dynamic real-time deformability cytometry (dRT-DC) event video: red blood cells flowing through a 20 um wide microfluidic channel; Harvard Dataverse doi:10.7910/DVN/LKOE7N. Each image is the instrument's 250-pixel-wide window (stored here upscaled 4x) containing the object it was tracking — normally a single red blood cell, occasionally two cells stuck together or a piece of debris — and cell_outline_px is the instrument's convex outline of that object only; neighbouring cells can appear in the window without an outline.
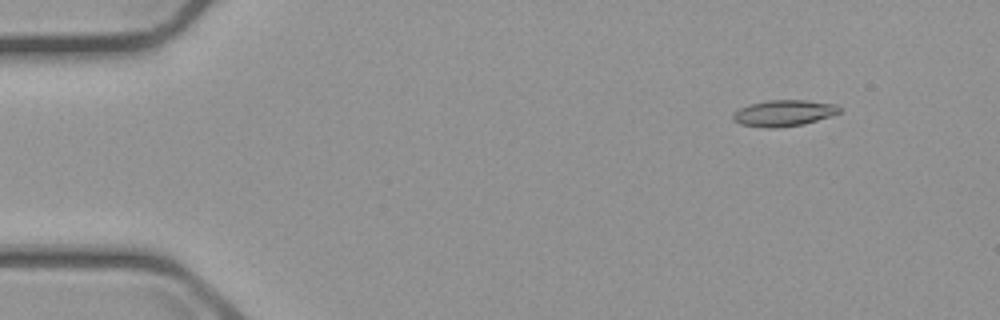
{"species": "common noctule bat (a hibernating species)", "species_latin": "Nyctalus noctula", "temperature_condition": "cold", "stored_images_in_passage": 6, "camera_frame_rate_fps": 3000, "um_per_image_px": 0.085, "animal": {"sex": "male", "body_mass_g": 23.1, "forearm_length_mm": 52.7}, "frame": {"image": 1, "passage_image": 2, "time_ms": 1.333, "image_size_px": [1000, 320], "cell_outline_px": [[844, 108], [840, 112], [832, 116], [804, 124], [780, 128], [768, 128], [740, 124], [732, 120], [732, 112], [748, 104], [768, 100], [804, 100], [836, 104]], "centroid_in_image_um": [66.63, 9.61], "position_along_channel_um": 18.4, "area_um2": 16.59}}